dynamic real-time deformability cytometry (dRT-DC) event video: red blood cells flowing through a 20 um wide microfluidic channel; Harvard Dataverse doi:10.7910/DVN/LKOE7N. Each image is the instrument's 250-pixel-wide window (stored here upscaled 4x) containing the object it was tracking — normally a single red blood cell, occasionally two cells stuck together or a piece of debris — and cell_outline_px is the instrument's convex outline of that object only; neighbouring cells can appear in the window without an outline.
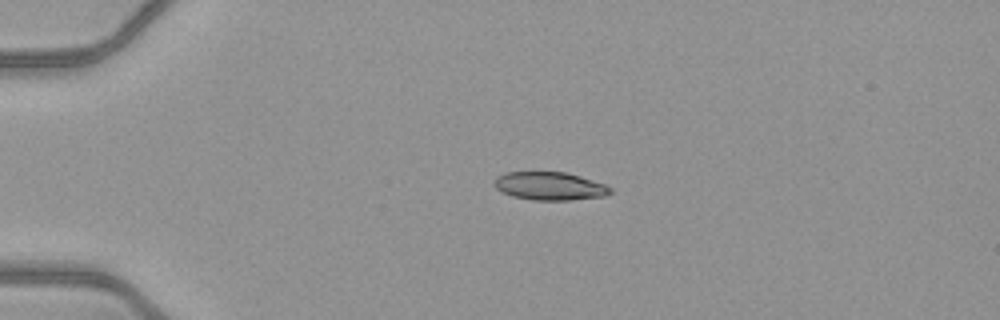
{"species": "common noctule bat (a hibernating species)", "species_latin": "Nyctalus noctula", "temperature_condition": "warm", "stored_images_in_passage": 40, "camera_frame_rate_fps": 3000, "um_per_image_px": 0.085, "animal": {"sex": "female", "body_mass_g": 21.9}, "frame": {"image": 1, "passage_image": 1, "time_ms": 0.0, "image_size_px": [1000, 320], "cell_outline_px": [[612, 192], [604, 196], [572, 200], [532, 200], [512, 196], [496, 188], [492, 184], [496, 176], [504, 172], [564, 172], [580, 176], [604, 184], [612, 188]], "centroid_in_image_um": [46.7, 15.81], "position_along_channel_um": 38.3, "area_um2": 19.07}}
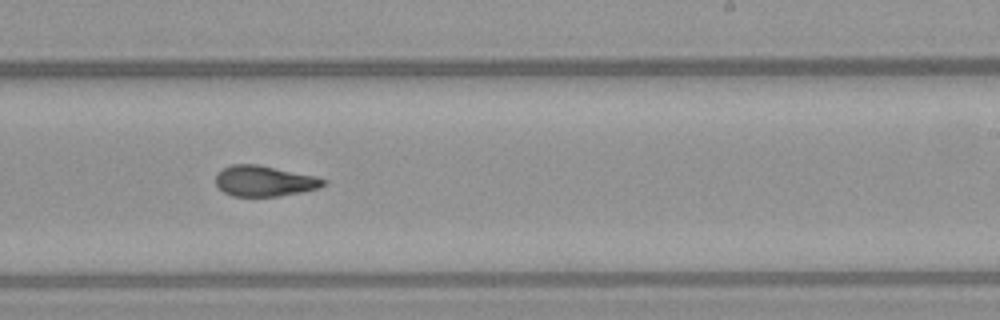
{"frame": {"image": 2, "passage_image": 21, "time_ms": 6.667, "image_size_px": [1000, 320], "cell_outline_px": [[328, 184], [320, 188], [304, 192], [280, 196], [232, 196], [224, 192], [216, 184], [216, 172], [232, 164], [256, 164], [312, 176], [328, 180]], "centroid_in_image_um": [22.48, 15.4], "position_along_channel_um": 266.5, "area_um2": 19.19}}
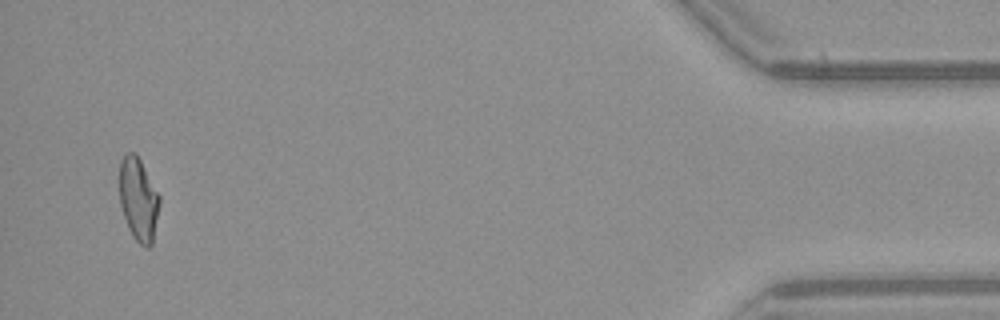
{"frame": {"image": 3, "passage_image": 38, "time_ms": 12.333, "image_size_px": [1000, 320], "cell_outline_px": [[160, 204], [152, 244], [148, 248], [144, 248], [132, 236], [128, 228], [120, 204], [120, 160], [128, 152], [136, 152], [160, 196]], "centroid_in_image_um": [11.77, 16.96], "position_along_channel_um": 423.4, "area_um2": 19.42}, "authors_computed_cell_mechanics": {"area_um2": 19.6809, "velocity_mm_per_s": 4.1134, "shape_relaxation_time_tau1_ms": null, "shape_relaxation_time_tau2_ms": 2.2313, "deformation_change_tau1": null, "deformation_change_tau2": 0.089}}